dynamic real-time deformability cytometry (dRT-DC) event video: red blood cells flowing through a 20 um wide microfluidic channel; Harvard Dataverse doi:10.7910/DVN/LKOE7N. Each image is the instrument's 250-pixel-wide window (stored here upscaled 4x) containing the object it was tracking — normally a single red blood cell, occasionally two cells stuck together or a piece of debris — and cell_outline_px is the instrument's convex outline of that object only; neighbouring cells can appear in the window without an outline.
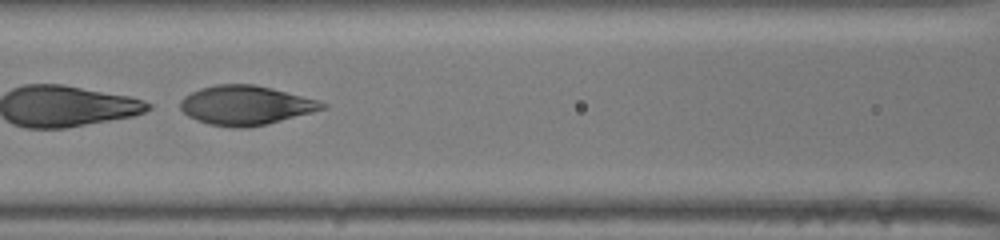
{"species": "human", "species_latin": "Homo sapiens", "temperature_condition": "room temperature", "stored_images_in_passage": 47, "segment_of_instrument_passage": [2, 2], "camera_frame_rate_fps": 3000, "um_per_image_px": 0.085, "donor": {"sex": "male"}, "frame": {"image": 1, "passage_image": 24, "time_ms": 7.667, "image_size_px": [1000, 240], "cell_outline_px": [[328, 108], [248, 128], [236, 128], [208, 124], [196, 120], [188, 116], [180, 108], [180, 100], [184, 96], [200, 88], [216, 84], [252, 84], [272, 88], [320, 100], [328, 104]], "centroid_in_image_um": [20.88, 8.94], "position_along_channel_um": 145.7, "area_um2": 32.48}}
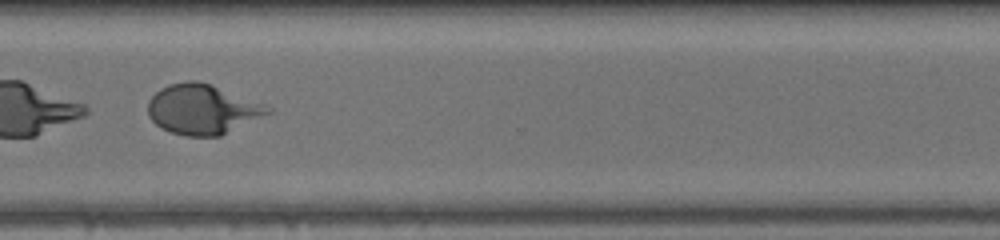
{"frame": {"image": 2, "passage_image": 38, "time_ms": 12.333, "image_size_px": [1000, 240], "cell_outline_px": [[272, 112], [220, 136], [184, 136], [160, 128], [148, 116], [148, 100], [160, 88], [168, 84], [188, 80], [196, 80], [208, 84], [264, 104], [272, 108]], "centroid_in_image_um": [17.16, 9.3], "position_along_channel_um": 353.4, "area_um2": 34.56}}